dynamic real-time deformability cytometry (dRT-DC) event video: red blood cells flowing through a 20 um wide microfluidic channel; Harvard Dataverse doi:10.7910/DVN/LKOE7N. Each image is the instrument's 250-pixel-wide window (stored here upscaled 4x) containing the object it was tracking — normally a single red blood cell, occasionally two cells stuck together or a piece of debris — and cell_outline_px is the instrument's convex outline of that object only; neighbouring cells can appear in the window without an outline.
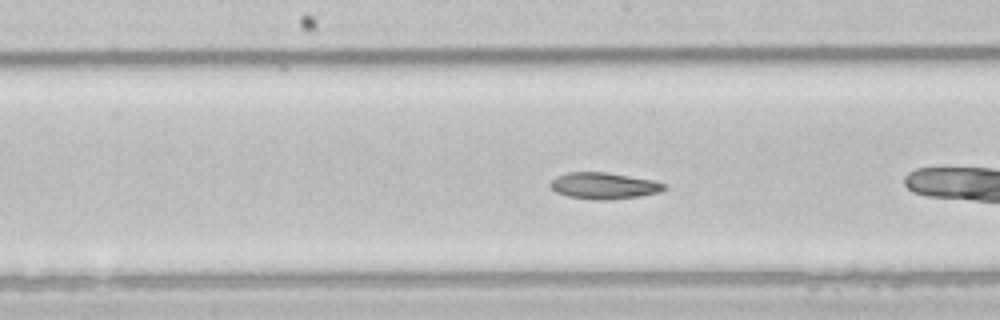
{"species": "common noctule bat (a hibernating species)", "species_latin": "Nyctalus noctula", "temperature_condition": "room temperature", "stored_images_in_passage": 37, "camera_frame_rate_fps": 3000, "um_per_image_px": 0.085, "animal": {"sex": "male", "body_mass_g": 21.5, "forearm_length_mm": 52.0}, "frame": {"image": 1, "passage_image": 11, "time_ms": 3.333, "image_size_px": [1000, 320], "cell_outline_px": [[664, 188], [660, 192], [640, 196], [612, 200], [592, 200], [568, 196], [556, 192], [548, 184], [556, 176], [568, 172], [604, 172], [652, 180], [664, 184]], "centroid_in_image_um": [51.28, 15.8], "position_along_channel_um": 196.9, "area_um2": 17.46}, "authors_computed_cell_mechanics": {"area_um2": 18.3226, "velocity_mm_per_s": 3.9628, "shape_relaxation_time_tau1_ms": 6.5734, "shape_relaxation_time_tau2_ms": 7.1963, "deformation_change_tau1": 0.1448, "deformation_change_tau2": 0.1087}}